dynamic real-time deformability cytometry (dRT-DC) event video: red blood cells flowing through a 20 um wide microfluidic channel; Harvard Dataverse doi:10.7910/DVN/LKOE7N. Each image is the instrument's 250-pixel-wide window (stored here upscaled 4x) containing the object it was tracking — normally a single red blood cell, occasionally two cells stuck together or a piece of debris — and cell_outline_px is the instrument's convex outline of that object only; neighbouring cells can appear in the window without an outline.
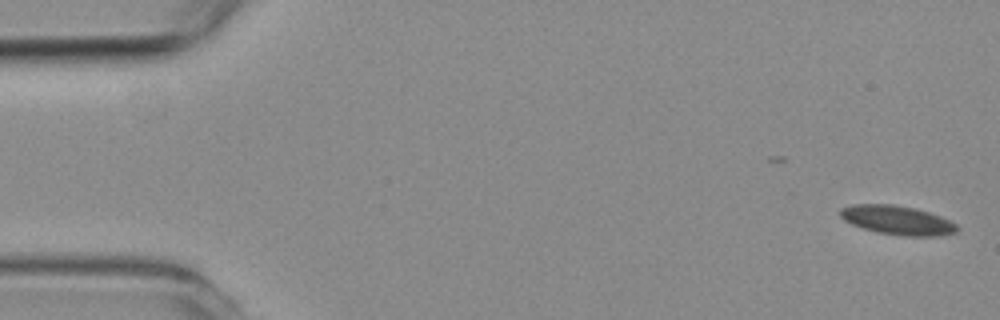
{"species": "common noctule bat (a hibernating species)", "species_latin": "Nyctalus noctula", "temperature_condition": "room temperature", "stored_images_in_passage": 7, "camera_frame_rate_fps": 3000, "um_per_image_px": 0.085, "animal": {"sex": "female", "body_mass_g": 19.3, "forearm_length_mm": 54.1}, "frame": {"image": 1, "passage_image": 1, "time_ms": 0.0, "image_size_px": [1000, 320], "cell_outline_px": [[960, 228], [956, 232], [940, 236], [904, 236], [876, 232], [852, 224], [844, 220], [840, 216], [840, 208], [852, 204], [892, 204], [916, 208], [940, 216], [956, 224]], "centroid_in_image_um": [76.28, 18.71], "position_along_channel_um": 8.7, "area_um2": 19.83}}
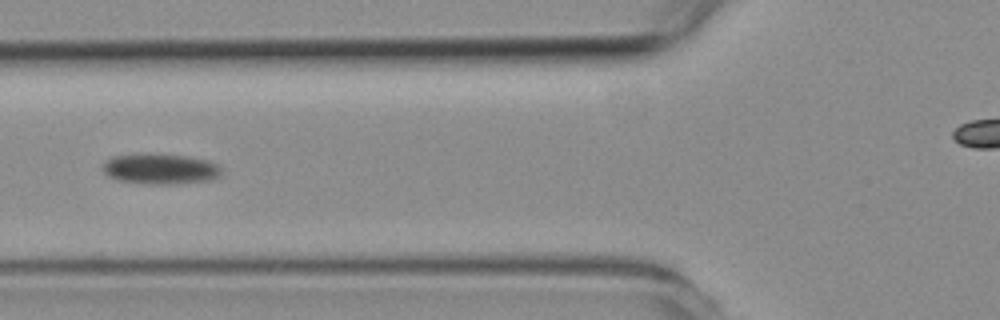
{"frame": {"image": 2, "passage_image": 6, "time_ms": 7.0, "image_size_px": [1000, 320], "cell_outline_px": [[224, 172], [220, 176], [212, 180], [176, 184], [140, 184], [116, 180], [108, 176], [100, 168], [100, 164], [104, 160], [112, 156], [132, 152], [144, 152], [188, 156], [208, 160], [216, 164]], "centroid_in_image_um": [13.55, 14.33], "position_along_channel_um": 112.3, "area_um2": 22.2}}
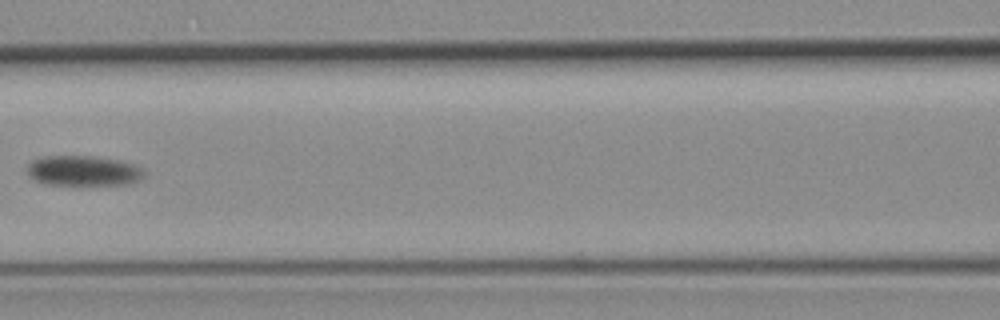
{"frame": {"image": 3, "passage_image": 7, "time_ms": 8.333, "image_size_px": [1000, 320], "cell_outline_px": [[144, 176], [140, 180], [132, 184], [48, 184], [36, 180], [28, 176], [28, 164], [32, 160], [40, 156], [96, 156], [120, 160], [136, 164], [144, 168]], "centroid_in_image_um": [7.13, 14.5], "position_along_channel_um": 159.5, "area_um2": 20.75}}